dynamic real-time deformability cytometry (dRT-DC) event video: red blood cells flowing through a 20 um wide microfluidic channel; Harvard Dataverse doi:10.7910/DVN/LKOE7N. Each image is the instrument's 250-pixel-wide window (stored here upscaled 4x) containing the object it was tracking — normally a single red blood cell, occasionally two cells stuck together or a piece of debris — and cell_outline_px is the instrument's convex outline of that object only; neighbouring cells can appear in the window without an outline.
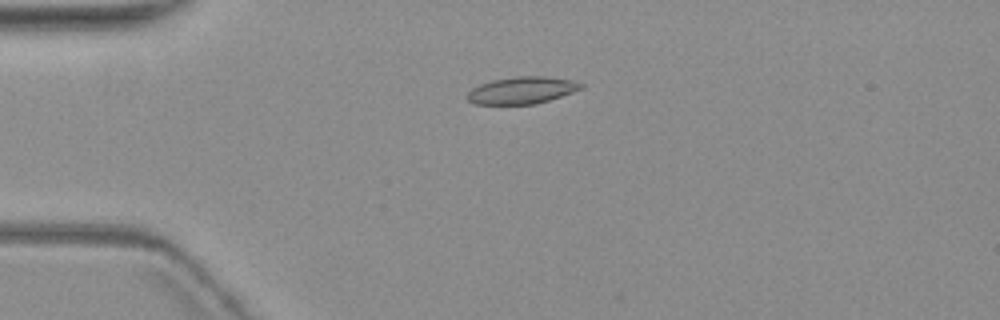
{"species": "common noctule bat (a hibernating species)", "species_latin": "Nyctalus noctula", "temperature_condition": "warm", "stored_images_in_passage": 10, "camera_frame_rate_fps": 3000, "um_per_image_px": 0.085, "animal": {"sex": "female", "body_mass_g": 19.3, "forearm_length_mm": 54.1}, "frame": {"image": 1, "passage_image": 3, "time_ms": 3.0, "image_size_px": [1000, 320], "cell_outline_px": [[584, 88], [536, 104], [476, 104], [468, 100], [468, 92], [472, 88], [480, 84], [492, 80], [516, 76], [544, 76], [576, 80], [584, 84]], "centroid_in_image_um": [44.4, 7.66], "position_along_channel_um": 40.6, "area_um2": 17.92}}
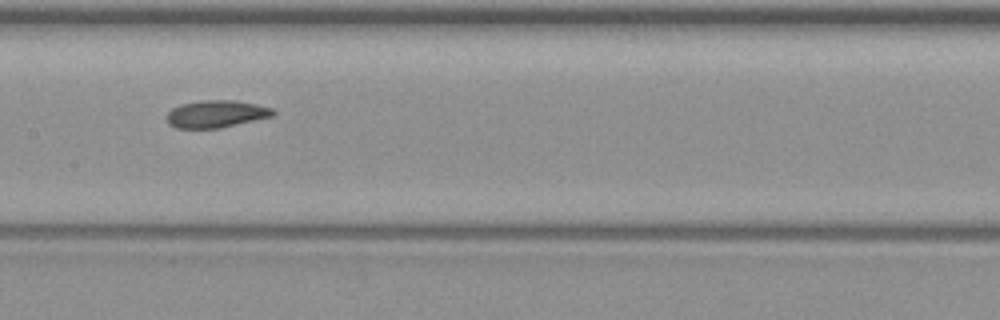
{"frame": {"image": 2, "passage_image": 7, "time_ms": 8.0, "image_size_px": [1000, 320], "cell_outline_px": [[276, 112], [272, 116], [220, 128], [176, 128], [168, 124], [168, 112], [172, 108], [180, 104], [200, 100], [236, 100], [256, 104], [272, 108]], "centroid_in_image_um": [18.37, 9.67], "position_along_channel_um": 189.0, "area_um2": 16.88}}
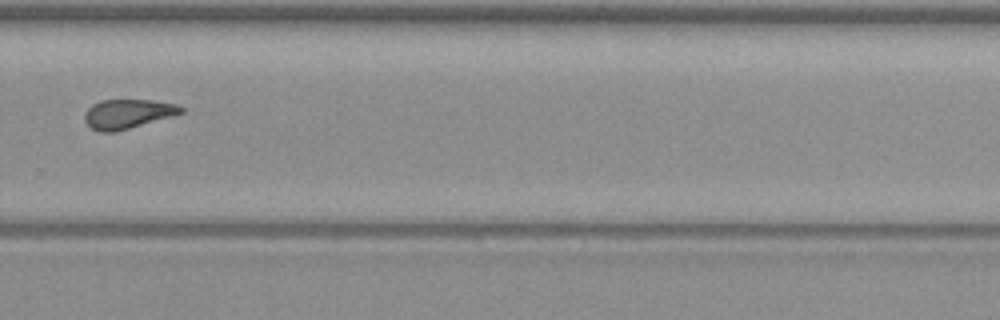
{"frame": {"image": 3, "passage_image": 10, "time_ms": 11.667, "image_size_px": [1000, 320], "cell_outline_px": [[184, 112], [172, 116], [116, 132], [100, 132], [92, 128], [84, 120], [84, 112], [92, 104], [100, 100], [152, 100], [176, 104], [184, 108]], "centroid_in_image_um": [10.84, 9.68], "position_along_channel_um": 319.0, "area_um2": 16.47}}